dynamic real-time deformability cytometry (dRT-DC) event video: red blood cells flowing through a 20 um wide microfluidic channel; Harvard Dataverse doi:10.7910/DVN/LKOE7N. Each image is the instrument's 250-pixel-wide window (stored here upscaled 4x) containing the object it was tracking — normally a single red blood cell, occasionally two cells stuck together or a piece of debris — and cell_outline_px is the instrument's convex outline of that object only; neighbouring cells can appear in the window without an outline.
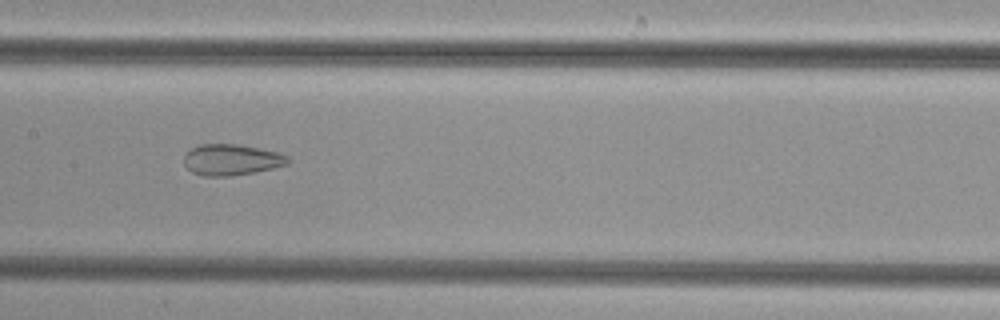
{"species": "common noctule bat (a hibernating species)", "species_latin": "Nyctalus noctula", "temperature_condition": "cold", "stored_images_in_passage": 45, "camera_frame_rate_fps": 3000, "um_per_image_px": 0.085, "animal": {"sex": "female", "body_mass_g": 29.2, "forearm_length_mm": 56.3}, "frame": {"image": 1, "passage_image": 20, "time_ms": 6.333, "image_size_px": [1000, 320], "cell_outline_px": [[288, 164], [272, 168], [232, 176], [204, 176], [192, 172], [184, 164], [184, 156], [192, 148], [200, 144], [236, 144], [280, 152], [288, 156]], "centroid_in_image_um": [19.67, 13.57], "position_along_channel_um": 187.7, "area_um2": 18.67}}
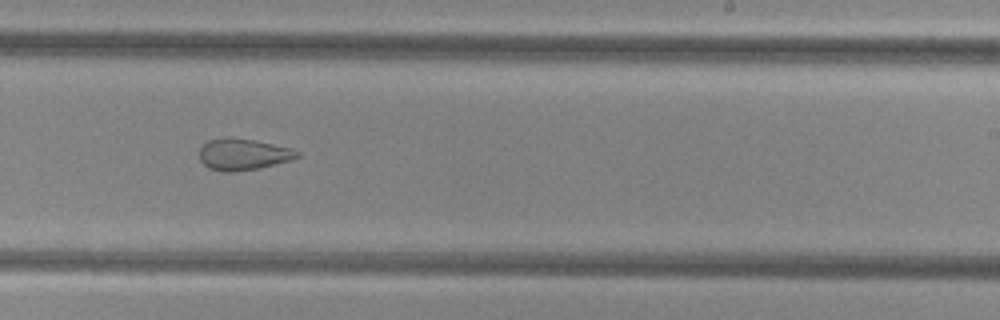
{"frame": {"image": 2, "passage_image": 26, "time_ms": 8.333, "image_size_px": [1000, 320], "cell_outline_px": [[300, 156], [292, 160], [260, 168], [236, 172], [224, 172], [208, 168], [200, 160], [200, 148], [208, 140], [224, 136], [228, 136], [256, 140], [292, 148], [300, 152]], "centroid_in_image_um": [20.68, 13.11], "position_along_channel_um": 268.3, "area_um2": 18.32}}
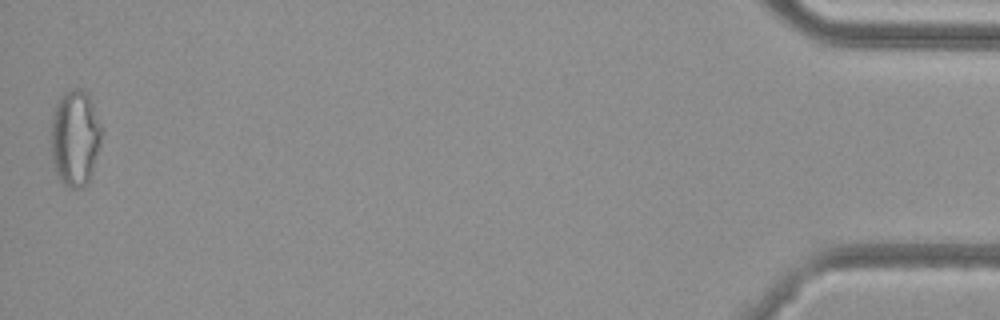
{"frame": {"image": 3, "passage_image": 45, "time_ms": 14.667, "image_size_px": [1000, 320], "cell_outline_px": [[100, 144], [92, 172], [88, 184], [80, 188], [72, 188], [64, 184], [60, 180], [56, 172], [52, 156], [52, 116], [56, 104], [60, 96], [64, 92], [76, 88], [80, 88], [88, 92], [100, 124]], "centroid_in_image_um": [6.38, 11.72], "position_along_channel_um": 428.8, "area_um2": 28.03}}